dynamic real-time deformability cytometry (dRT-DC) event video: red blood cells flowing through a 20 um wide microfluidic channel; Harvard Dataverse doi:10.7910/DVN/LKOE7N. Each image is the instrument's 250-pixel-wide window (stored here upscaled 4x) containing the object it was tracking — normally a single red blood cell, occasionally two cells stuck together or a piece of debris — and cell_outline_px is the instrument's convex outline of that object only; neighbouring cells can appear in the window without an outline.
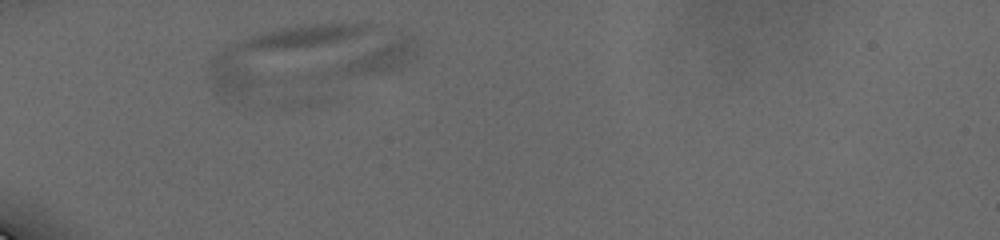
{"species": "human", "species_latin": "Homo sapiens", "temperature_condition": "cold", "stored_images_in_passage": 11, "camera_frame_rate_fps": 3000, "um_per_image_px": 0.085, "donor": {"sex": "male"}, "frame": {"image": 1, "passage_image": 7, "time_ms": 1.333, "image_size_px": [1000, 240], "cell_outline_px": [[420, 48], [412, 64], [400, 72], [332, 104], [300, 108], [284, 108], [268, 104], [288, 80], [292, 76], [400, 32], [404, 32], [416, 36]], "centroid_in_image_um": [29.63, 6.22], "position_along_channel_um": 55.4, "area_um2": 38.84}}